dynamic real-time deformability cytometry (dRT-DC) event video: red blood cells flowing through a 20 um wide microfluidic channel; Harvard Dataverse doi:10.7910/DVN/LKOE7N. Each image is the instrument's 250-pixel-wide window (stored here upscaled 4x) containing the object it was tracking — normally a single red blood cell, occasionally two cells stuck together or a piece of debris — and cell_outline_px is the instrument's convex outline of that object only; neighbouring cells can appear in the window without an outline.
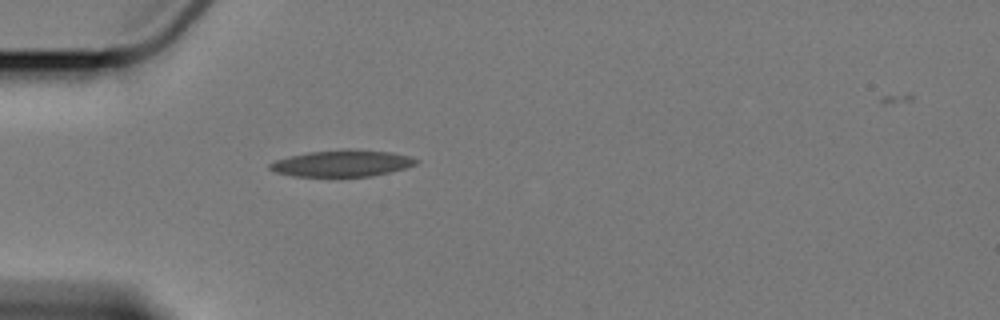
{"species": "Egyptian fruit bat (a non-hibernating species)", "species_latin": "Rousettus aegyptiacus", "temperature_condition": "cold", "stored_images_in_passage": 1, "camera_frame_rate_fps": 3000, "um_per_image_px": 0.085, "animal": {"sex": "female"}, "frame": {"image": 1, "passage_image": 1, "time_ms": 0.0, "image_size_px": [1000, 320], "cell_outline_px": [[420, 160], [416, 164], [404, 168], [372, 176], [292, 176], [276, 172], [268, 168], [268, 164], [276, 160], [288, 156], [308, 152], [392, 152], [408, 156]], "centroid_in_image_um": [29.02, 13.93], "position_along_channel_um": 56.0, "area_um2": 21.44}}